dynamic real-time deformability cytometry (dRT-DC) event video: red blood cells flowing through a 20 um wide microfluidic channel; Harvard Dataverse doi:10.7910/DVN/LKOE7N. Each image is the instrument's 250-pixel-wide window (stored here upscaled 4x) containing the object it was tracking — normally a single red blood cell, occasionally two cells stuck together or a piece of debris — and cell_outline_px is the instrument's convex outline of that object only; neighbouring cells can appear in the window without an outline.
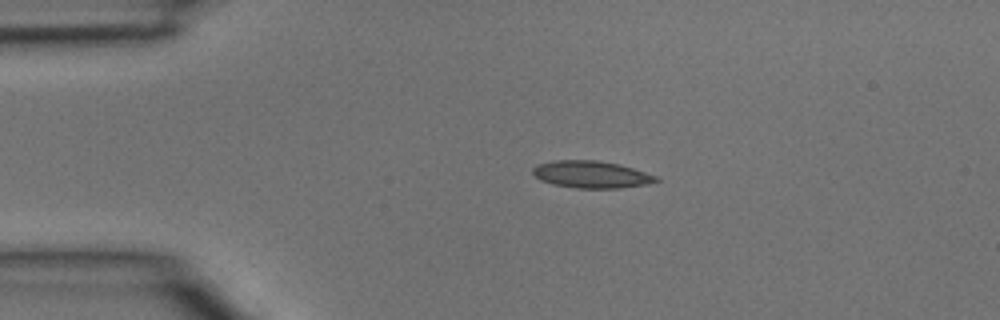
{"species": "common noctule bat (a hibernating species)", "species_latin": "Nyctalus noctula", "temperature_condition": "room temperature", "stored_images_in_passage": 2, "camera_frame_rate_fps": 3000, "um_per_image_px": 0.085, "animal": {"sex": "male", "body_mass_g": 15.6}, "frame": {"image": 1, "passage_image": 1, "time_ms": 0.0, "image_size_px": [1000, 320], "cell_outline_px": [[660, 180], [644, 184], [620, 188], [576, 188], [552, 184], [540, 180], [532, 172], [532, 168], [540, 164], [556, 160], [596, 160], [616, 164], [632, 168], [656, 176]], "centroid_in_image_um": [50.22, 14.83], "position_along_channel_um": 34.8, "area_um2": 19.13}}